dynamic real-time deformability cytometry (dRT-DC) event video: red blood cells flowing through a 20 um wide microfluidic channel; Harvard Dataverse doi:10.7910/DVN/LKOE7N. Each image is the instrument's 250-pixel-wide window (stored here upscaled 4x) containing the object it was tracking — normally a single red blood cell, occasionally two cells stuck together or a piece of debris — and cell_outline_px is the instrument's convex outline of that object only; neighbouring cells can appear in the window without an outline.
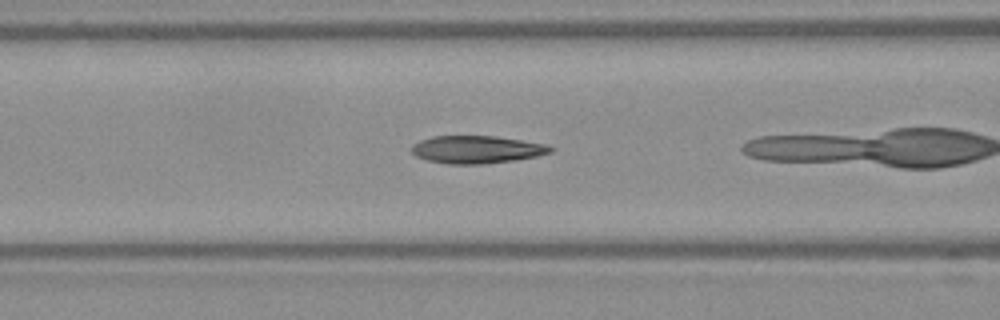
{"species": "Egyptian fruit bat (a non-hibernating species)", "species_latin": "Rousettus aegyptiacus", "temperature_condition": "warm", "stored_images_in_passage": 36, "camera_frame_rate_fps": 3000, "um_per_image_px": 0.085, "frame": {"image": 1, "passage_image": 4, "time_ms": 1.0, "image_size_px": [1000, 320], "cell_outline_px": [[556, 148], [552, 152], [536, 156], [512, 160], [480, 164], [448, 164], [428, 160], [416, 156], [412, 152], [412, 144], [420, 140], [432, 136], [496, 136], [544, 144]], "centroid_in_image_um": [40.5, 12.7], "position_along_channel_um": 126.1, "area_um2": 22.2}}
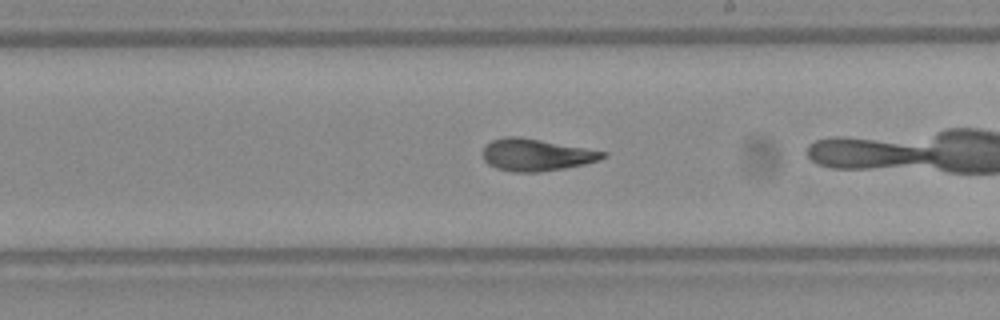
{"frame": {"image": 2, "passage_image": 13, "time_ms": 4.0, "image_size_px": [1000, 320], "cell_outline_px": [[608, 156], [600, 160], [584, 164], [564, 168], [540, 172], [512, 172], [496, 168], [488, 164], [484, 160], [484, 148], [492, 140], [504, 136], [520, 136], [608, 152]], "centroid_in_image_um": [45.6, 13.16], "position_along_channel_um": 243.4, "area_um2": 22.48}}
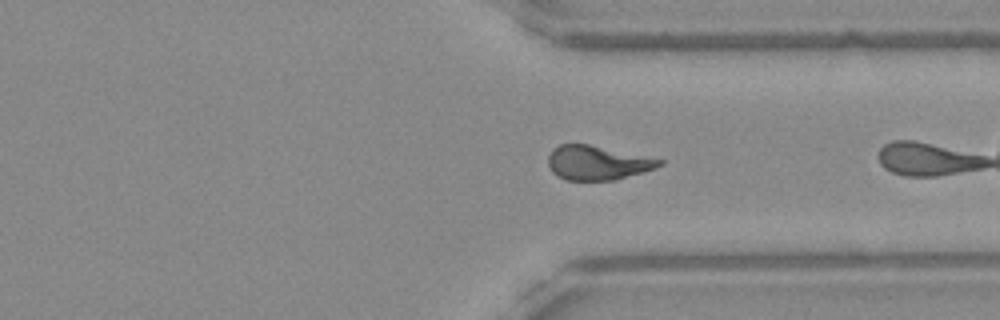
{"frame": {"image": 3, "passage_image": 22, "time_ms": 7.0, "image_size_px": [1000, 320], "cell_outline_px": [[664, 164], [656, 168], [616, 180], [564, 180], [556, 176], [552, 172], [548, 164], [548, 156], [552, 148], [560, 144], [588, 144], [664, 160]], "centroid_in_image_um": [50.75, 13.84], "position_along_channel_um": 360.6, "area_um2": 22.25}, "authors_computed_cell_mechanics": {"area_um2": 22.2819, "velocity_mm_per_s": 3.9066, "shape_relaxation_time_tau1_ms": 5.3059, "shape_relaxation_time_tau2_ms": 1.4817, "deformation_change_tau1": 0.1865, "deformation_change_tau2": 0.079}}